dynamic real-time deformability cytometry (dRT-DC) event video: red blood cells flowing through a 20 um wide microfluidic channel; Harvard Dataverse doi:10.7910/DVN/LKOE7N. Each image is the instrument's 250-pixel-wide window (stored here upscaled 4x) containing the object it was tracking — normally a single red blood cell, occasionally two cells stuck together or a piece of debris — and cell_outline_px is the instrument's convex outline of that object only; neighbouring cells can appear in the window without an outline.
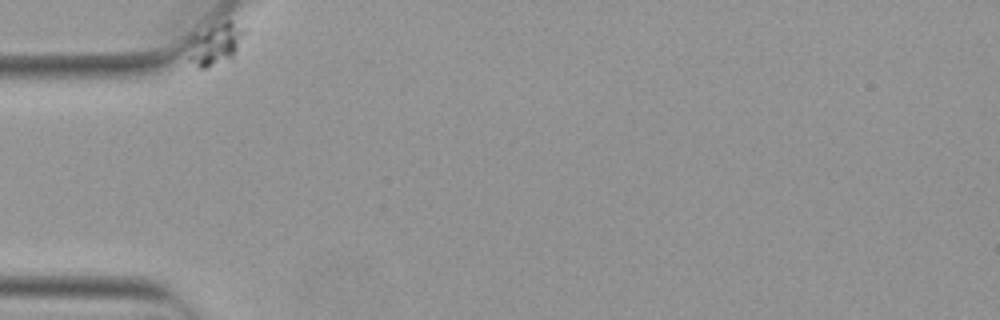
{"species": "Egyptian fruit bat (a non-hibernating species)", "species_latin": "Rousettus aegyptiacus", "temperature_condition": "warm", "stored_images_in_passage": 5, "camera_frame_rate_fps": 3000, "um_per_image_px": 0.085, "animal": {"sex": "female"}, "frame": {"image": 1, "passage_image": 1, "time_ms": 0.0, "image_size_px": [1000, 320], "cell_outline_px": [[248, 32], [232, 60], [208, 68], [196, 68], [188, 60], [188, 56], [192, 36], [224, 20], [232, 20], [244, 28]], "centroid_in_image_um": [18.38, 3.78], "position_along_channel_um": 66.6, "area_um2": 14.1}}
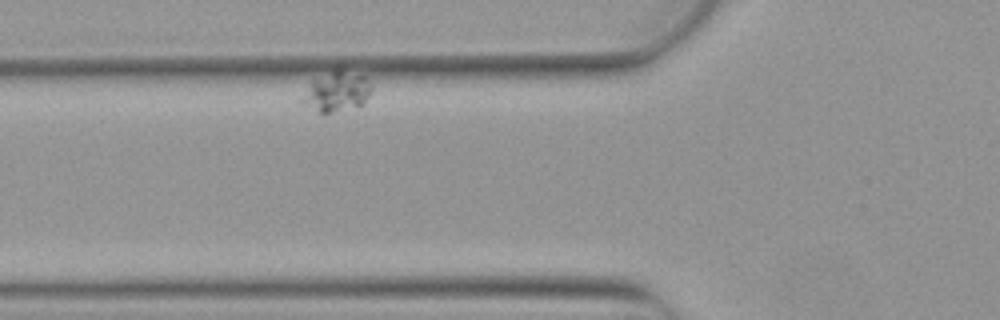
{"frame": {"image": 2, "passage_image": 3, "time_ms": 0.667, "image_size_px": [1000, 320], "cell_outline_px": [[372, 88], [364, 104], [332, 112], [320, 112], [296, 100], [312, 80], [336, 64], [340, 64], [364, 76], [372, 84]], "centroid_in_image_um": [28.59, 7.67], "position_along_channel_um": 97.2, "area_um2": 17.11}}
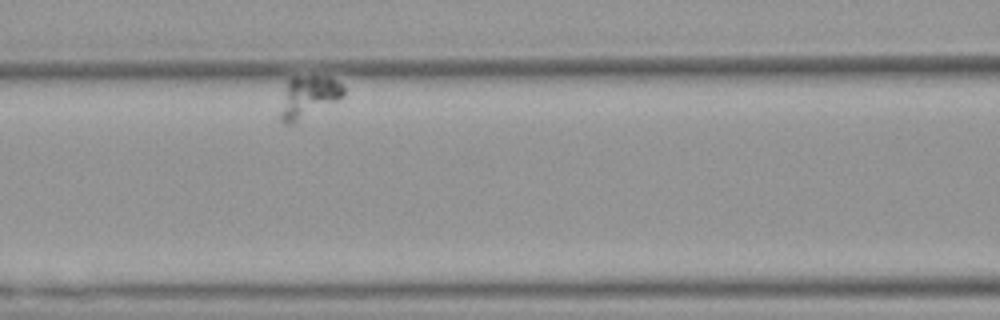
{"frame": {"image": 3, "passage_image": 5, "time_ms": 1.333, "image_size_px": [1000, 320], "cell_outline_px": [[344, 96], [292, 124], [284, 124], [280, 120], [280, 112], [288, 80], [292, 76], [328, 76], [344, 84]], "centroid_in_image_um": [26.22, 8.2], "position_along_channel_um": 140.4, "area_um2": 15.2}}